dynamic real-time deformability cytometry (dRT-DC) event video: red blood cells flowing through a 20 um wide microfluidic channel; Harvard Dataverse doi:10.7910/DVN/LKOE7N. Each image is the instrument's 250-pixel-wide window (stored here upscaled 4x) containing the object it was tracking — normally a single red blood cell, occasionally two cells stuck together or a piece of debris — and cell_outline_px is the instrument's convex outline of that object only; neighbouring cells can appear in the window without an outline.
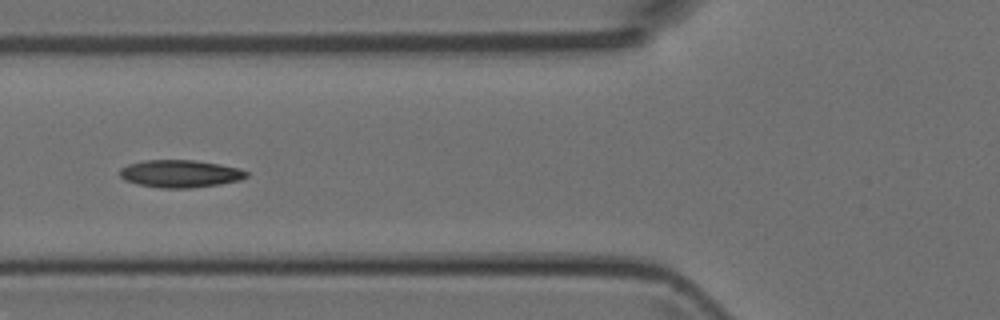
{"species": "Egyptian fruit bat (a non-hibernating species)", "species_latin": "Rousettus aegyptiacus", "temperature_condition": "room temperature", "stored_images_in_passage": 5, "camera_frame_rate_fps": 3000, "um_per_image_px": 0.085, "animal": {"sex": "female"}, "frame": {"image": 1, "passage_image": 4, "time_ms": 4.333, "image_size_px": [1000, 320], "cell_outline_px": [[248, 176], [240, 180], [220, 184], [188, 188], [160, 188], [136, 184], [124, 180], [120, 176], [120, 168], [128, 164], [144, 160], [192, 160], [220, 164], [240, 168], [248, 172]], "centroid_in_image_um": [15.3, 14.76], "position_along_channel_um": 110.5, "area_um2": 20.4}}
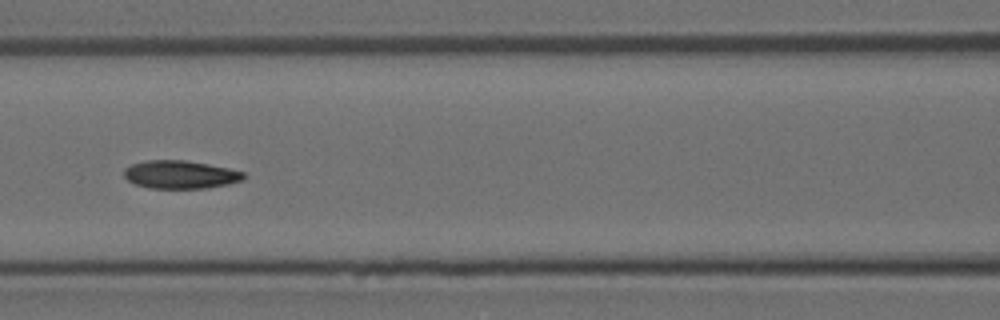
{"frame": {"image": 2, "passage_image": 5, "time_ms": 5.333, "image_size_px": [1000, 320], "cell_outline_px": [[248, 176], [244, 180], [228, 184], [208, 188], [148, 188], [136, 184], [128, 180], [124, 176], [124, 168], [132, 164], [148, 160], [184, 160], [208, 164], [228, 168], [244, 172]], "centroid_in_image_um": [15.36, 14.84], "position_along_channel_um": 151.2, "area_um2": 19.65}}